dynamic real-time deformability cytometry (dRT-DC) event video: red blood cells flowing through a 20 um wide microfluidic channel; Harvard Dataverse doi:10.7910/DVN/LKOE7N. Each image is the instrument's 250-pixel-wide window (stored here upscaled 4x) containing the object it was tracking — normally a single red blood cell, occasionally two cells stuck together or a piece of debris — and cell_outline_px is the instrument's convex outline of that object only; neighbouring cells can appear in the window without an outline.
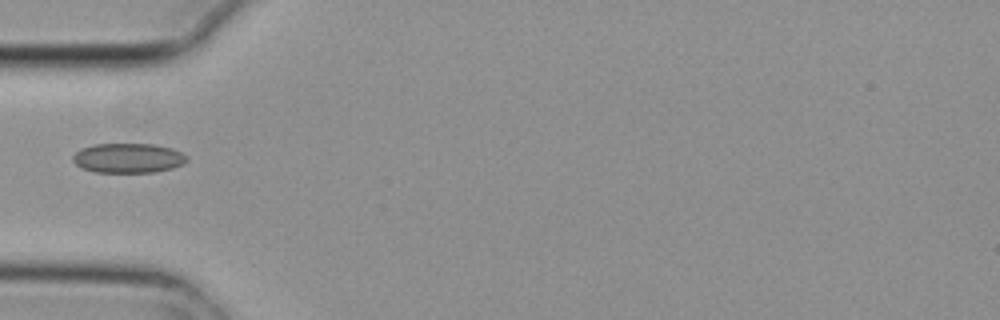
{"species": "common noctule bat (a hibernating species)", "species_latin": "Nyctalus noctula", "temperature_condition": "cold", "stored_images_in_passage": 1, "camera_frame_rate_fps": 3000, "um_per_image_px": 0.085, "animal": {"sex": "female", "body_mass_g": 29.2, "forearm_length_mm": 56.3}, "frame": {"image": 1, "passage_image": 1, "time_ms": 0.0, "image_size_px": [1000, 320], "cell_outline_px": [[188, 160], [184, 164], [172, 168], [152, 172], [96, 172], [80, 168], [72, 160], [72, 156], [80, 148], [92, 144], [156, 144], [172, 148], [188, 156]], "centroid_in_image_um": [10.88, 13.43], "position_along_channel_um": 74.1, "area_um2": 19.88}}